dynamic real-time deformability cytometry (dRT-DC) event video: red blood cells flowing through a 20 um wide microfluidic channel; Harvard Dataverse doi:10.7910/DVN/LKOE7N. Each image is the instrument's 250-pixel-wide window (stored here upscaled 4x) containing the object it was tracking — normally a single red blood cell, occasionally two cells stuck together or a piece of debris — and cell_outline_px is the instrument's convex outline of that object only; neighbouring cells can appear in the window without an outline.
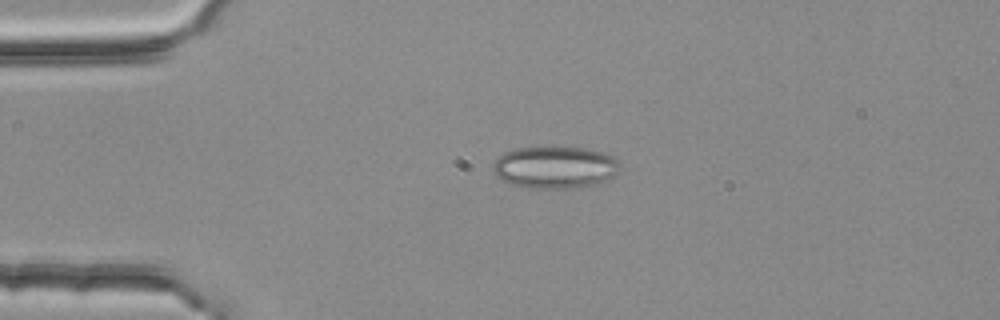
{"species": "common noctule bat (a hibernating species)", "species_latin": "Nyctalus noctula", "temperature_condition": "room temperature", "stored_images_in_passage": 1, "camera_frame_rate_fps": 3000, "um_per_image_px": 0.085, "animal": {"sex": "female", "body_mass_g": 25.1}, "frame": {"image": 1, "passage_image": 1, "time_ms": 0.0, "image_size_px": [1000, 320], "cell_outline_px": [[620, 164], [616, 172], [612, 176], [600, 184], [572, 188], [520, 188], [500, 180], [496, 176], [492, 168], [492, 164], [504, 152], [516, 148], [584, 148], [604, 152], [620, 160]], "centroid_in_image_um": [47.15, 14.24], "position_along_channel_um": 37.8, "area_um2": 31.33}}